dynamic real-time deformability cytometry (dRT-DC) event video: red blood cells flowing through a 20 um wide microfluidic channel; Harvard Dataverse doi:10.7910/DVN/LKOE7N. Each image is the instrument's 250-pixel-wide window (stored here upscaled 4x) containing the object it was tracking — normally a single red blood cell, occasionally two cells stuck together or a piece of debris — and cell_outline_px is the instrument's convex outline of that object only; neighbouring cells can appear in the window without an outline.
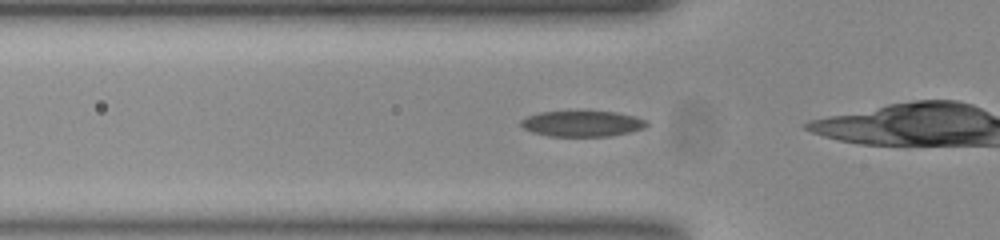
{"species": "common noctule bat (a hibernating species)", "species_latin": "Nyctalus noctula", "temperature_condition": "room temperature", "stored_images_in_passage": 28, "camera_frame_rate_fps": 3000, "um_per_image_px": 0.085, "animal": {"sex": "female", "body_mass_g": 23.0, "forearm_length_mm": 53.4}, "frame": {"image": 1, "passage_image": 3, "time_ms": 0.667, "image_size_px": [1000, 240], "cell_outline_px": [[648, 124], [644, 128], [628, 132], [608, 136], [548, 136], [532, 132], [524, 128], [520, 124], [520, 120], [528, 116], [540, 112], [616, 112], [636, 116], [648, 120]], "centroid_in_image_um": [49.5, 10.51], "position_along_channel_um": 76.3, "area_um2": 18.73}}
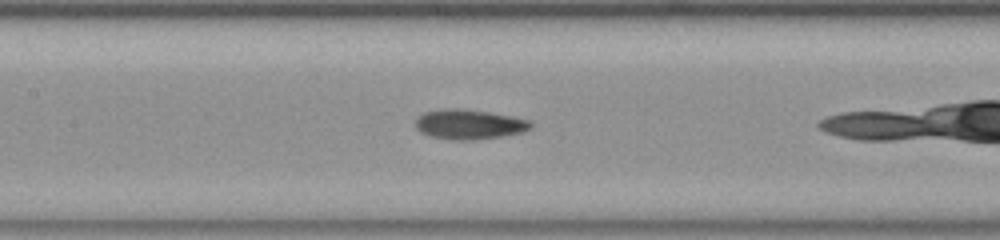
{"frame": {"image": 2, "passage_image": 10, "time_ms": 3.0, "image_size_px": [1000, 240], "cell_outline_px": [[532, 124], [528, 128], [520, 132], [500, 136], [472, 140], [452, 140], [432, 136], [420, 132], [416, 128], [416, 120], [424, 112], [444, 108], [460, 108], [488, 112], [512, 116], [528, 120]], "centroid_in_image_um": [39.82, 10.56], "position_along_channel_um": 167.6, "area_um2": 19.71}}
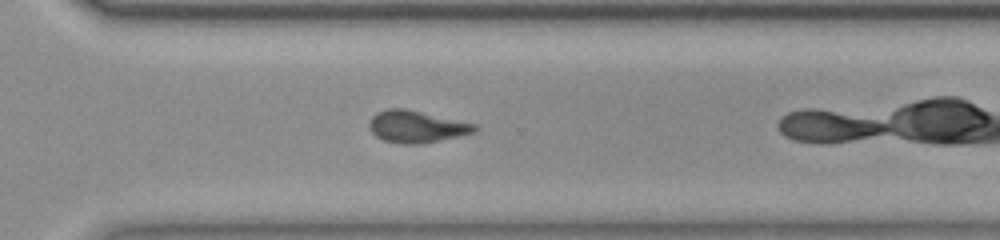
{"frame": {"image": 3, "passage_image": 23, "time_ms": 7.333, "image_size_px": [1000, 240], "cell_outline_px": [[480, 128], [476, 132], [460, 136], [420, 144], [404, 144], [384, 140], [376, 136], [372, 132], [368, 124], [372, 116], [376, 112], [388, 108], [404, 108], [476, 124]], "centroid_in_image_um": [35.42, 10.76], "position_along_channel_um": 335.2, "area_um2": 19.65}}